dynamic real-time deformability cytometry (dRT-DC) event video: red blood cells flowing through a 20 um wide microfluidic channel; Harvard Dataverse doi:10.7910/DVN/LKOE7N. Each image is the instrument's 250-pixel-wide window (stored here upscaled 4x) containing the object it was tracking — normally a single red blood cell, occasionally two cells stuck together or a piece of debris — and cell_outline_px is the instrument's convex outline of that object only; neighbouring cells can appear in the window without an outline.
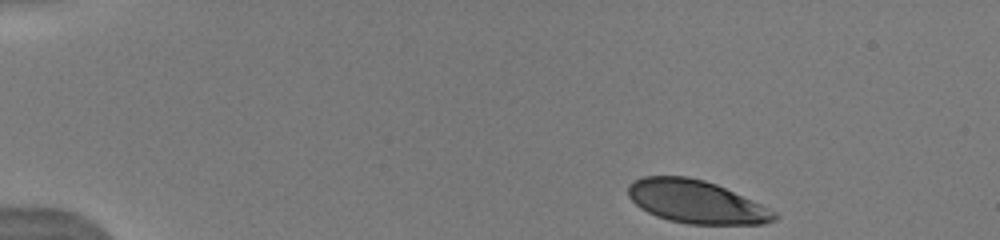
{"species": "human", "species_latin": "Homo sapiens", "temperature_condition": "warm", "stored_images_in_passage": 50, "camera_frame_rate_fps": 3000, "um_per_image_px": 0.085, "donor": {"sex": "male"}, "frame": {"image": 1, "passage_image": 1, "time_ms": 0.0, "image_size_px": [1000, 240], "cell_outline_px": [[780, 216], [776, 220], [764, 224], [688, 224], [668, 220], [656, 216], [640, 208], [628, 196], [628, 184], [632, 180], [644, 176], [688, 176], [704, 180], [716, 184], [752, 200], [776, 212]], "centroid_in_image_um": [59.16, 17.15], "position_along_channel_um": 25.8, "area_um2": 36.7}}
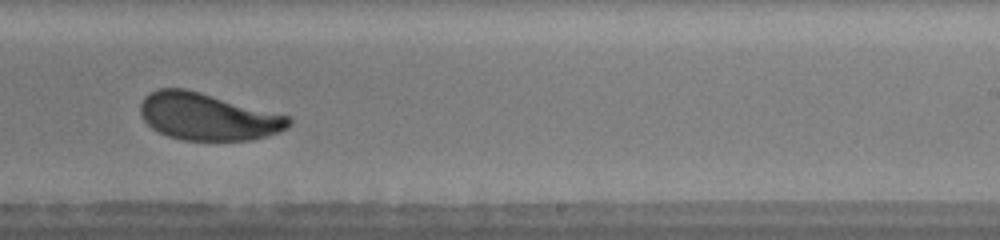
{"frame": {"image": 2, "passage_image": 33, "time_ms": 8.667, "image_size_px": [1000, 240], "cell_outline_px": [[292, 124], [288, 128], [280, 132], [248, 140], [184, 140], [168, 136], [152, 128], [144, 120], [140, 112], [140, 104], [144, 96], [160, 88], [184, 88], [200, 92], [288, 116], [292, 120]], "centroid_in_image_um": [17.64, 9.92], "position_along_channel_um": 271.4, "area_um2": 40.34}}
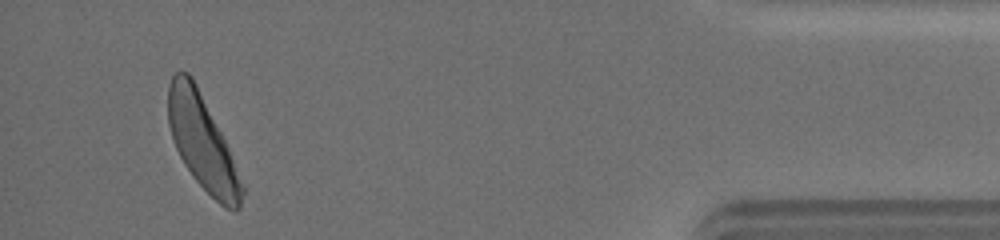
{"frame": {"image": 3, "passage_image": 49, "time_ms": 13.667, "image_size_px": [1000, 240], "cell_outline_px": [[244, 192], [240, 208], [224, 208], [192, 176], [184, 164], [176, 148], [168, 124], [168, 88], [172, 76], [176, 72], [188, 72], [192, 76], [224, 140], [244, 188]], "centroid_in_image_um": [17.16, 12.09], "position_along_channel_um": 418.0, "area_um2": 39.36}, "authors_computed_cell_mechanics": {"area_um2": 40.7201, "velocity_mm_per_s": 3.9993, "shape_relaxation_time_tau1_ms": 3.3354, "shape_relaxation_time_tau2_ms": 0.7319, "deformation_change_tau1": 0.1431, "deformation_change_tau2": 0.0638}}